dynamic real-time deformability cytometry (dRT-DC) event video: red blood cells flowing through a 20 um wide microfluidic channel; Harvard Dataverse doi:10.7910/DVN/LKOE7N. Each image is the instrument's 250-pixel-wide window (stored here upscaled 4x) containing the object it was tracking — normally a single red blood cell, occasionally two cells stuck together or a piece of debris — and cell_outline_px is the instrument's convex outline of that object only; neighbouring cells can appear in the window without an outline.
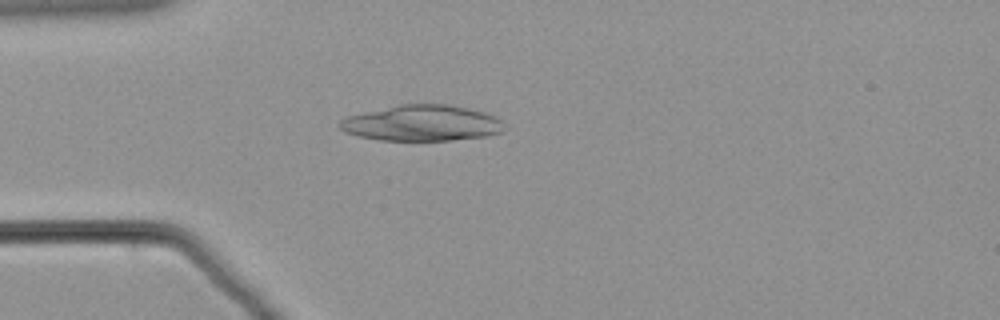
{"species": "common noctule bat (a hibernating species)", "species_latin": "Nyctalus noctula", "temperature_condition": "warm", "stored_images_in_passage": 54, "camera_frame_rate_fps": 3000, "um_per_image_px": 0.085, "animal": {"sex": "male", "body_mass_g": 21.5, "forearm_length_mm": 52.0}, "frame": {"image": 1, "passage_image": 11, "time_ms": 3.333, "image_size_px": [1000, 320], "cell_outline_px": [[500, 132], [488, 136], [452, 140], [380, 140], [360, 136], [344, 132], [336, 124], [340, 120], [348, 116], [364, 112], [400, 104], [448, 104], [468, 108], [484, 112], [500, 120]], "centroid_in_image_um": [35.79, 10.46], "position_along_channel_um": 49.2, "area_um2": 34.04}}
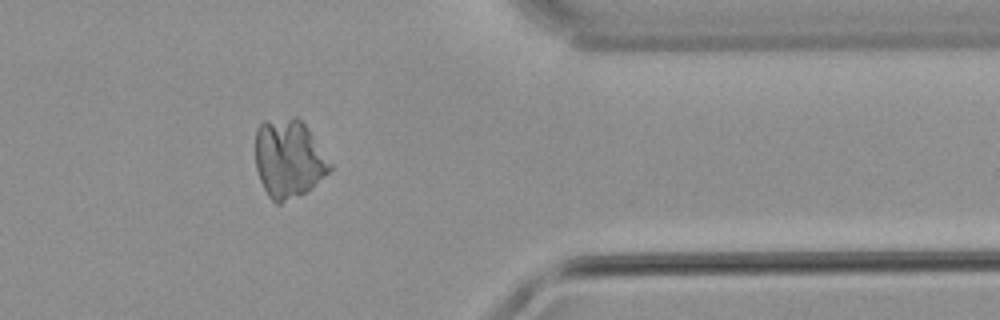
{"frame": {"image": 2, "passage_image": 43, "time_ms": 14.0, "image_size_px": [1000, 320], "cell_outline_px": [[332, 168], [328, 172], [304, 192], [280, 204], [276, 204], [268, 196], [260, 180], [256, 168], [256, 128], [264, 120], [292, 116], [296, 116], [304, 124], [332, 164]], "centroid_in_image_um": [24.5, 13.46], "position_along_channel_um": 386.9, "area_um2": 33.7}}